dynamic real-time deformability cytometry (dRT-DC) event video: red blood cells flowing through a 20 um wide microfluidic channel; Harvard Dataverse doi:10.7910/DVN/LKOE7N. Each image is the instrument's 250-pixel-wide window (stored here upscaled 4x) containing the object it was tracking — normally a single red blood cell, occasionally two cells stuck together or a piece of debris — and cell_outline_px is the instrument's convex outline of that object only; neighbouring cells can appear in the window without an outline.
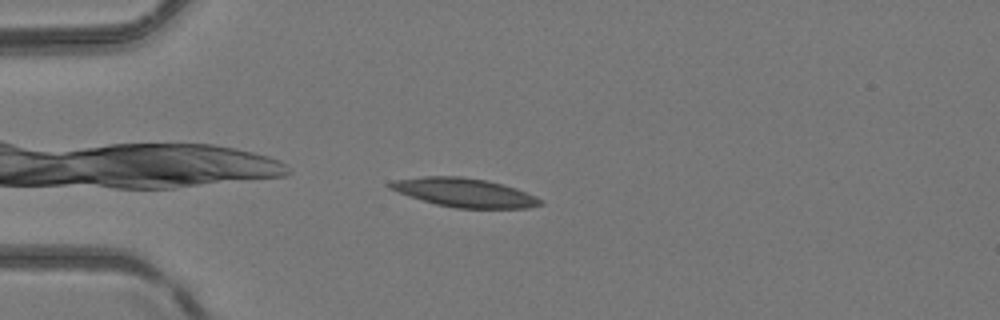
{"species": "common noctule bat (a hibernating species)", "species_latin": "Nyctalus noctula", "temperature_condition": "room temperature", "stored_images_in_passage": 3, "camera_frame_rate_fps": 3000, "um_per_image_px": 0.085, "animal": {"sex": "female", "body_mass_g": 24.6, "forearm_length_mm": 56.2}, "frame": {"image": 1, "passage_image": 3, "time_ms": 2.333, "image_size_px": [1000, 320], "cell_outline_px": [[544, 204], [528, 208], [456, 208], [436, 204], [388, 188], [384, 184], [392, 180], [424, 176], [460, 176], [488, 180], [504, 184], [516, 188], [536, 196], [544, 200]], "centroid_in_image_um": [39.51, 16.36], "position_along_channel_um": 45.5, "area_um2": 25.32}}